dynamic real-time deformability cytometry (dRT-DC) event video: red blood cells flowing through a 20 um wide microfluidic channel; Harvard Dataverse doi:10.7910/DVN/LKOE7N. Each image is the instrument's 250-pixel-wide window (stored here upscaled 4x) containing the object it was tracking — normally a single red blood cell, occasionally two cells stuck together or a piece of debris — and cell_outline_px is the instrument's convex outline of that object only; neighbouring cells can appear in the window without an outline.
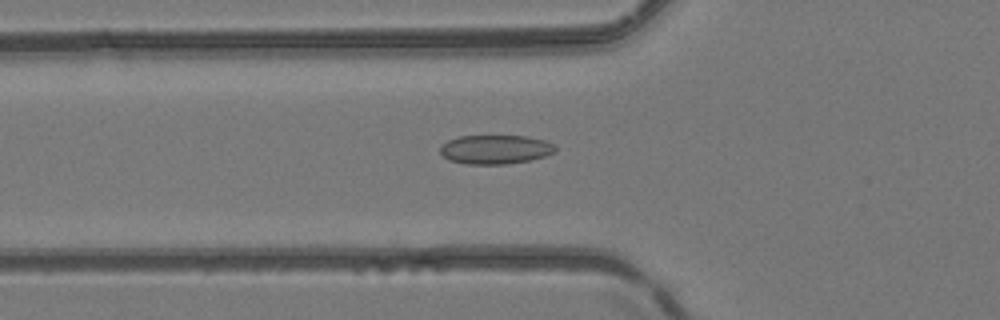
{"species": "common noctule bat (a hibernating species)", "species_latin": "Nyctalus noctula", "temperature_condition": "room temperature", "stored_images_in_passage": 51, "camera_frame_rate_fps": 3000, "um_per_image_px": 0.085, "animal": {"sex": "female", "body_mass_g": 24.6, "forearm_length_mm": 56.2}, "frame": {"image": 1, "passage_image": 19, "time_ms": 6.0, "image_size_px": [1000, 320], "cell_outline_px": [[556, 152], [532, 160], [504, 164], [464, 164], [448, 160], [440, 152], [440, 144], [448, 140], [460, 136], [528, 136], [544, 140], [556, 144]], "centroid_in_image_um": [42.11, 12.7], "position_along_channel_um": 83.7, "area_um2": 19.71}}
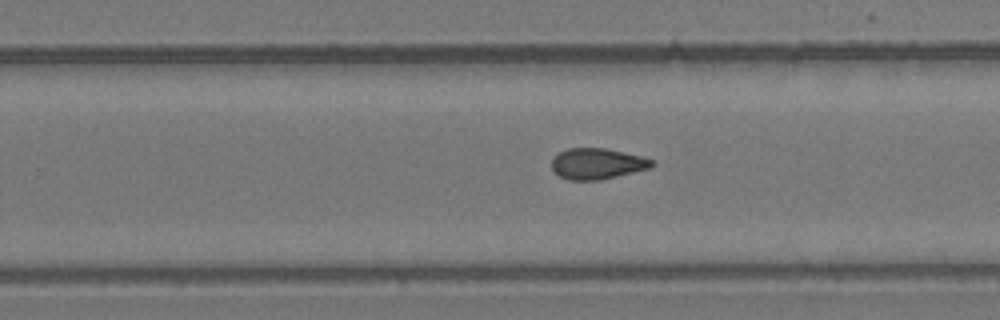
{"frame": {"image": 2, "passage_image": 33, "time_ms": 10.667, "image_size_px": [1000, 320], "cell_outline_px": [[656, 164], [652, 168], [600, 180], [568, 180], [552, 172], [552, 156], [568, 148], [604, 148], [644, 156], [652, 160]], "centroid_in_image_um": [50.77, 13.92], "position_along_channel_um": 279.0, "area_um2": 18.32}}
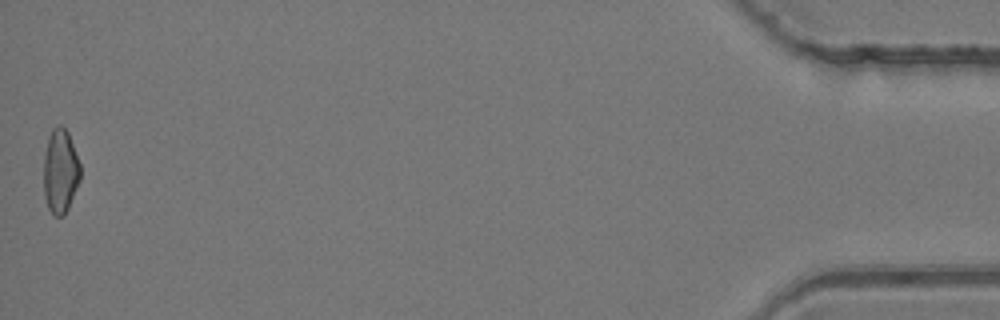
{"frame": {"image": 3, "passage_image": 51, "time_ms": 16.667, "image_size_px": [1000, 320], "cell_outline_px": [[80, 180], [68, 208], [64, 216], [52, 216], [48, 208], [44, 196], [44, 152], [48, 136], [52, 128], [60, 124], [68, 132], [80, 164]], "centroid_in_image_um": [5.11, 14.56], "position_along_channel_um": 430.1, "area_um2": 18.15}, "authors_computed_cell_mechanics": {"area_um2": 18.5538, "velocity_mm_per_s": 4.1725, "shape_relaxation_time_tau1_ms": null, "shape_relaxation_time_tau2_ms": 3.4319, "deformation_change_tau1": null, "deformation_change_tau2": 0.0818}}